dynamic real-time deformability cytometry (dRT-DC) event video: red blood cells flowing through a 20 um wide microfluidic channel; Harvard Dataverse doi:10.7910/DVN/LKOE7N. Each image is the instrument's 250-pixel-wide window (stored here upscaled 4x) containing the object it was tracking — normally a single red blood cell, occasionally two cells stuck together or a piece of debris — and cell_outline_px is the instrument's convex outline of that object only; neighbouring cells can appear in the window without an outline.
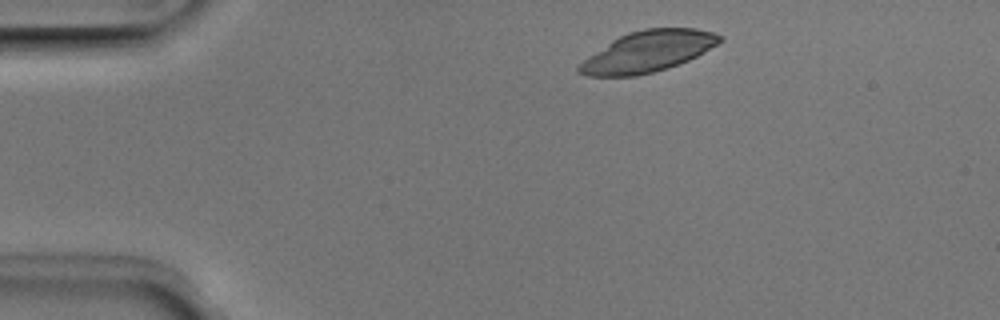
{"species": "Egyptian fruit bat (a non-hibernating species)", "species_latin": "Rousettus aegyptiacus", "temperature_condition": "room temperature", "stored_images_in_passage": 44, "camera_frame_rate_fps": 3000, "um_per_image_px": 0.085, "animal": {"sex": "male"}, "frame": {"image": 1, "passage_image": 2, "time_ms": 0.333, "image_size_px": [1000, 320], "cell_outline_px": [[724, 40], [704, 52], [688, 60], [668, 68], [636, 76], [588, 76], [576, 72], [576, 68], [584, 60], [612, 40], [628, 32], [644, 28], [696, 28], [712, 32], [724, 36]], "centroid_in_image_um": [55.09, 4.37], "position_along_channel_um": 29.9, "area_um2": 33.41}}
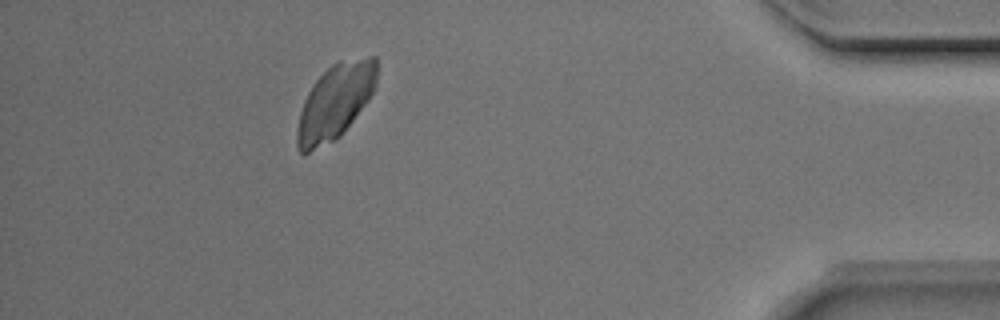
{"frame": {"image": 2, "passage_image": 39, "time_ms": 12.667, "image_size_px": [1000, 320], "cell_outline_px": [[376, 84], [368, 100], [340, 136], [336, 140], [308, 152], [300, 152], [296, 144], [296, 132], [300, 112], [304, 100], [308, 92], [316, 80], [332, 64], [340, 60], [368, 56], [376, 56]], "centroid_in_image_um": [28.48, 8.64], "position_along_channel_um": 406.7, "area_um2": 34.56}}